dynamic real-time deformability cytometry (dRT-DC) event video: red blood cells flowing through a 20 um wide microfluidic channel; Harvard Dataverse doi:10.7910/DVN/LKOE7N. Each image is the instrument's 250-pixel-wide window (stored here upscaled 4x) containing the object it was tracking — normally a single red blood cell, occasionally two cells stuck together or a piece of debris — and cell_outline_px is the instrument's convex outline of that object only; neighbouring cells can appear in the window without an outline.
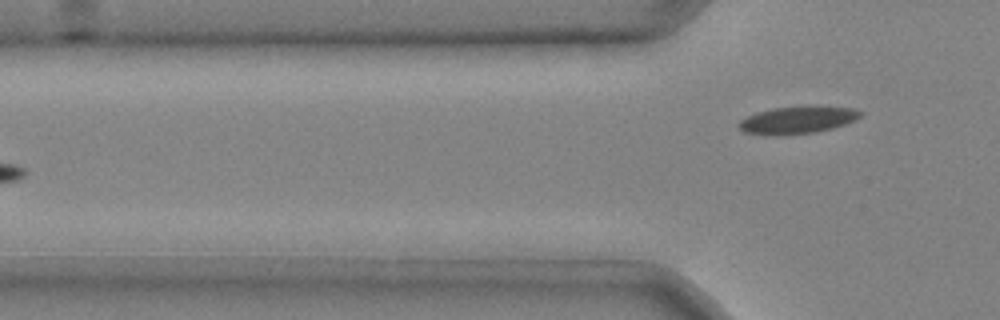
{"species": "common noctule bat (a hibernating species)", "species_latin": "Nyctalus noctula", "temperature_condition": "cold", "stored_images_in_passage": 4, "camera_frame_rate_fps": 3000, "um_per_image_px": 0.085, "animal": {"sex": "male", "body_mass_g": 20.4}, "frame": {"image": 1, "passage_image": 4, "time_ms": 1.0, "image_size_px": [1000, 320], "cell_outline_px": [[864, 112], [856, 120], [832, 128], [816, 132], [780, 136], [776, 136], [744, 132], [736, 124], [740, 120], [756, 112], [772, 108], [852, 108]], "centroid_in_image_um": [67.72, 10.24], "position_along_channel_um": 58.1, "area_um2": 18.79}}